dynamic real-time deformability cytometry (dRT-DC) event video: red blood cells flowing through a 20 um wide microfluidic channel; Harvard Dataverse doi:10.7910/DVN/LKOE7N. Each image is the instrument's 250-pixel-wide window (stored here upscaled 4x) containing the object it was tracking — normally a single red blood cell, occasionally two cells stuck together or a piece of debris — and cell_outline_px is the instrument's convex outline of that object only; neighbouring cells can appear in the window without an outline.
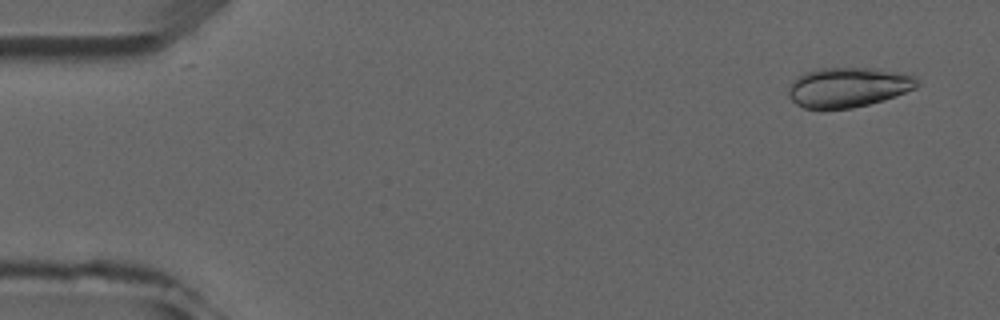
{"species": "common noctule bat (a hibernating species)", "species_latin": "Nyctalus noctula", "temperature_condition": "room temperature", "stored_images_in_passage": 5, "camera_frame_rate_fps": 3000, "um_per_image_px": 0.085, "animal": {"sex": "male", "forearm_length_mm": 52.5}, "frame": {"image": 1, "passage_image": 1, "time_ms": 0.0, "image_size_px": [1000, 320], "cell_outline_px": [[920, 84], [916, 88], [884, 100], [852, 108], [824, 112], [820, 112], [804, 108], [796, 104], [788, 96], [788, 92], [796, 76], [804, 72], [820, 68], [876, 68], [896, 72], [912, 76], [920, 80]], "centroid_in_image_um": [72.05, 7.45], "position_along_channel_um": 13.0, "area_um2": 30.46}}